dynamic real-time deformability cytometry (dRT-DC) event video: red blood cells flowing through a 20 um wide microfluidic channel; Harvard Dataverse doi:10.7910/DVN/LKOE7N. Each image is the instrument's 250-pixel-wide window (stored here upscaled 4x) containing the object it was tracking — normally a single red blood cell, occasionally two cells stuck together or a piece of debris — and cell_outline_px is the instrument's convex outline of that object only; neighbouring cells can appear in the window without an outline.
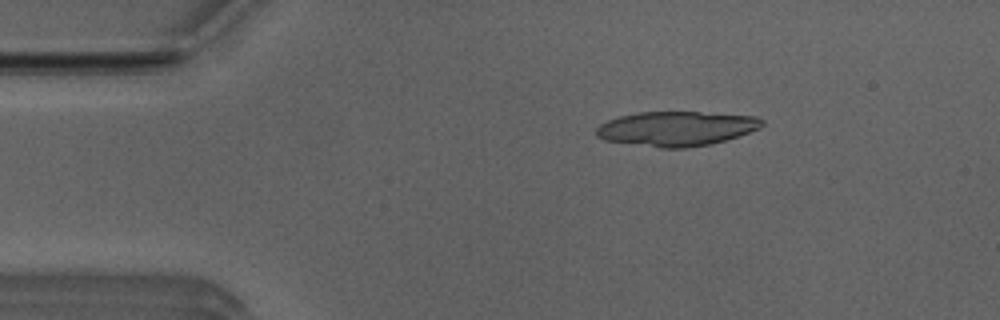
{"species": "Egyptian fruit bat (a non-hibernating species)", "species_latin": "Rousettus aegyptiacus", "temperature_condition": "room temperature", "stored_images_in_passage": 17, "camera_frame_rate_fps": 3000, "um_per_image_px": 0.085, "animal": {"sex": "male"}, "frame": {"image": 1, "passage_image": 8, "time_ms": 2.333, "image_size_px": [1000, 320], "cell_outline_px": [[764, 124], [760, 128], [712, 144], [684, 148], [660, 148], [604, 140], [596, 136], [596, 128], [600, 124], [608, 120], [620, 116], [636, 112], [700, 112], [756, 116], [764, 120]], "centroid_in_image_um": [57.48, 10.93], "position_along_channel_um": 27.5, "area_um2": 33.41}}